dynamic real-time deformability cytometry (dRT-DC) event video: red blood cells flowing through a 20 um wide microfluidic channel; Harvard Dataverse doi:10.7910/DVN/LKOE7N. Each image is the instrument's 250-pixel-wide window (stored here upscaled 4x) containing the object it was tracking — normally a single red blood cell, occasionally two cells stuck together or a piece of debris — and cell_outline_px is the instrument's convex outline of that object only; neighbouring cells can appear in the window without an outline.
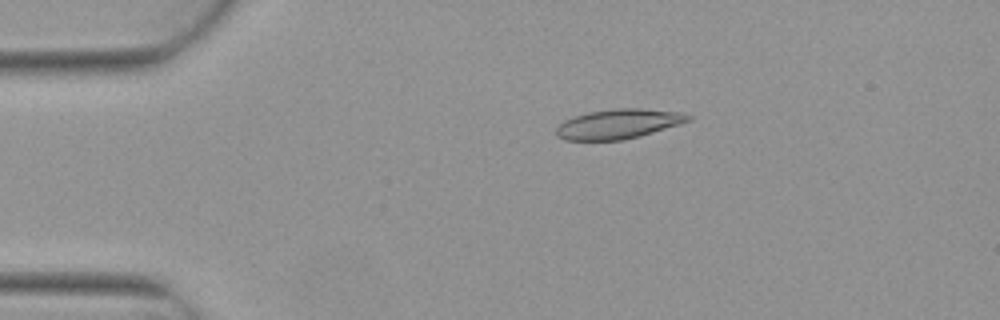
{"species": "Egyptian fruit bat (a non-hibernating species)", "species_latin": "Rousettus aegyptiacus", "temperature_condition": "warm", "stored_images_in_passage": 5, "camera_frame_rate_fps": 3000, "um_per_image_px": 0.085, "animal": {"sex": "female"}, "frame": {"image": 1, "passage_image": 3, "time_ms": 0.667, "image_size_px": [1000, 320], "cell_outline_px": [[692, 120], [680, 124], [640, 136], [624, 140], [564, 140], [556, 136], [556, 128], [564, 120], [588, 112], [616, 108], [640, 108], [680, 112], [692, 116]], "centroid_in_image_um": [52.57, 10.53], "position_along_channel_um": 32.4, "area_um2": 22.83}}
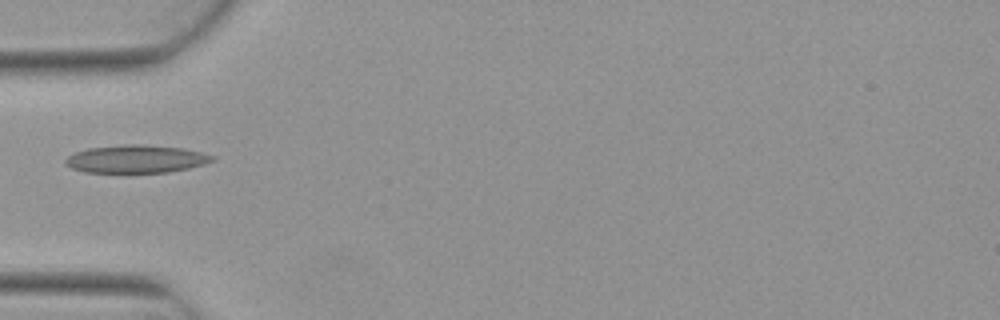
{"frame": {"image": 2, "passage_image": 5, "time_ms": 1.333, "image_size_px": [1000, 320], "cell_outline_px": [[216, 160], [204, 164], [188, 168], [168, 172], [84, 172], [72, 168], [64, 164], [64, 160], [68, 156], [76, 152], [88, 148], [124, 144], [140, 144], [184, 148], [216, 156]], "centroid_in_image_um": [11.58, 13.51], "position_along_channel_um": 73.4, "area_um2": 23.87}}